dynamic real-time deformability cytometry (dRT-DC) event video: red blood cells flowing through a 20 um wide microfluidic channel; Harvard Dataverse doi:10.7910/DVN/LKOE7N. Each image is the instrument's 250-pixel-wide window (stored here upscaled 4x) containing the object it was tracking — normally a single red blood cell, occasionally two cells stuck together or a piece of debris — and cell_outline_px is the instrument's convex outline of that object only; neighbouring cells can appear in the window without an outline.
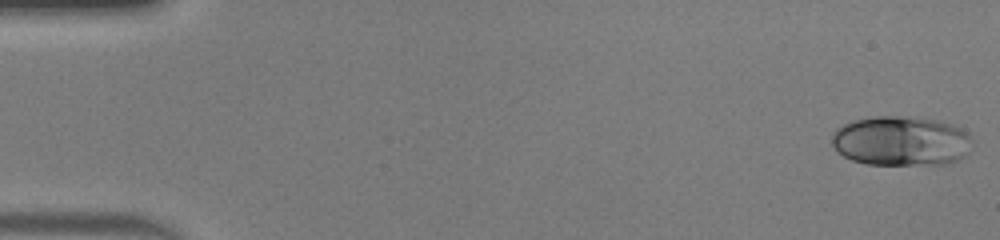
{"species": "human", "species_latin": "Homo sapiens", "temperature_condition": "warm", "stored_images_in_passage": 47, "camera_frame_rate_fps": 3000, "um_per_image_px": 0.085, "donor": {"sex": "male"}, "frame": {"image": 1, "passage_image": 1, "time_ms": 0.0, "image_size_px": [1000, 240], "cell_outline_px": [[972, 144], [968, 152], [964, 156], [956, 160], [944, 164], [864, 164], [852, 160], [844, 156], [832, 144], [832, 132], [836, 128], [844, 124], [856, 120], [876, 116], [900, 116], [940, 120], [952, 124], [960, 128], [972, 140]], "centroid_in_image_um": [76.58, 11.98], "position_along_channel_um": 8.4, "area_um2": 40.52}}
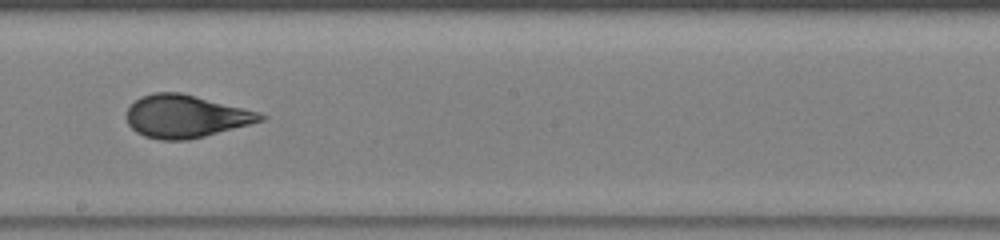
{"frame": {"image": 2, "passage_image": 27, "time_ms": 8.667, "image_size_px": [1000, 240], "cell_outline_px": [[268, 116], [264, 120], [204, 136], [188, 140], [160, 140], [144, 136], [136, 132], [128, 124], [128, 108], [140, 96], [156, 92], [180, 92], [260, 112]], "centroid_in_image_um": [15.78, 9.89], "position_along_channel_um": 232.4, "area_um2": 33.06}}
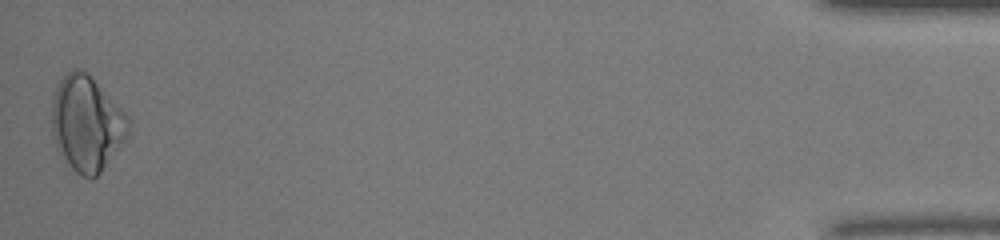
{"frame": {"image": 3, "passage_image": 47, "time_ms": 15.333, "image_size_px": [1000, 240], "cell_outline_px": [[132, 120], [128, 136], [100, 172], [92, 180], [80, 176], [68, 164], [56, 148], [52, 132], [52, 96], [60, 80], [72, 68], [80, 68]], "centroid_in_image_um": [7.35, 10.54], "position_along_channel_um": 427.8, "area_um2": 42.02}, "authors_computed_cell_mechanics": {"area_um2": 35.3736, "velocity_mm_per_s": 4.3263, "shape_relaxation_time_tau1_ms": 6.918, "shape_relaxation_time_tau2_ms": null, "deformation_change_tau1": 0.2236, "deformation_change_tau2": null}}